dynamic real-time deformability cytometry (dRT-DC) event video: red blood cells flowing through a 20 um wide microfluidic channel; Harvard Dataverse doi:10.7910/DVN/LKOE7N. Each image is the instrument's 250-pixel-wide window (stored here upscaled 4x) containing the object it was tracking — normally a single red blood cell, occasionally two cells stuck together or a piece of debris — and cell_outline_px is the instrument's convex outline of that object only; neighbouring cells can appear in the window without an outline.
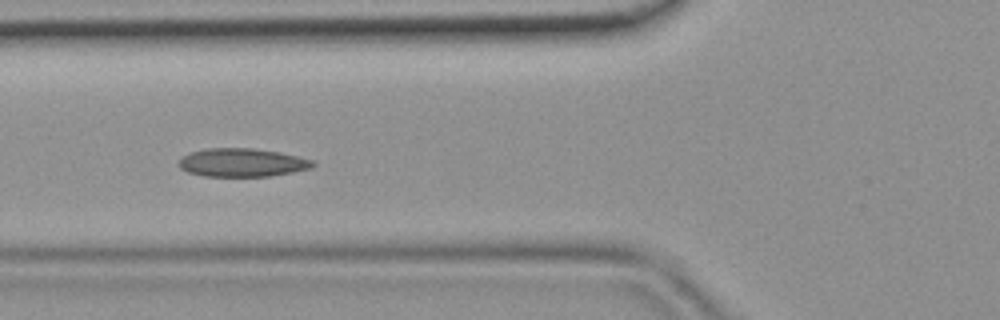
{"species": "common noctule bat (a hibernating species)", "species_latin": "Nyctalus noctula", "temperature_condition": "room temperature", "stored_images_in_passage": 44, "camera_frame_rate_fps": 3000, "um_per_image_px": 0.085, "animal": {"sex": "female", "body_mass_g": 19.9}, "frame": {"image": 1, "passage_image": 16, "time_ms": 5.0, "image_size_px": [1000, 320], "cell_outline_px": [[316, 164], [312, 168], [272, 176], [204, 176], [188, 172], [180, 168], [176, 164], [184, 156], [192, 152], [208, 148], [252, 148], [280, 152], [316, 160]], "centroid_in_image_um": [20.63, 13.82], "position_along_channel_um": 105.2, "area_um2": 22.25}}
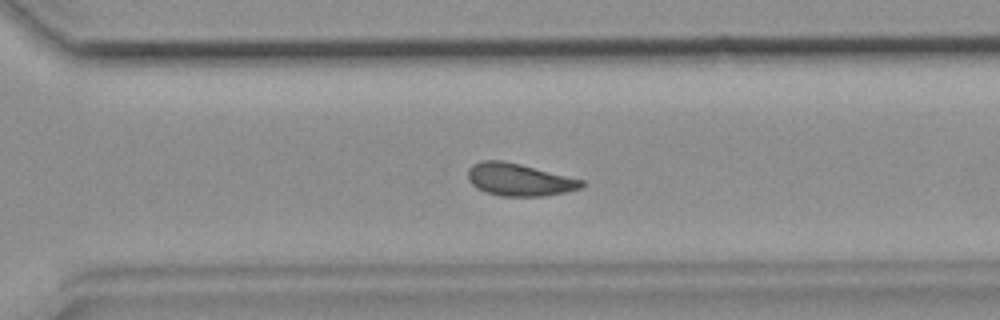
{"frame": {"image": 2, "passage_image": 31, "time_ms": 10.0, "image_size_px": [1000, 320], "cell_outline_px": [[584, 184], [580, 188], [564, 192], [544, 196], [500, 196], [484, 192], [476, 188], [468, 180], [468, 168], [472, 164], [480, 160], [500, 160], [520, 164], [584, 180]], "centroid_in_image_um": [44.08, 15.27], "position_along_channel_um": 326.5, "area_um2": 21.5}}
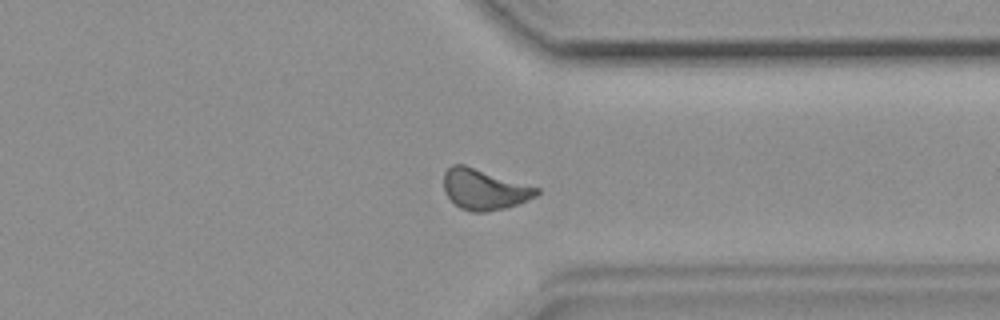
{"frame": {"image": 3, "passage_image": 34, "time_ms": 11.0, "image_size_px": [1000, 320], "cell_outline_px": [[540, 192], [536, 196], [516, 204], [504, 208], [488, 212], [472, 212], [460, 208], [444, 192], [444, 172], [452, 164], [464, 164], [540, 188]], "centroid_in_image_um": [41.15, 16.09], "position_along_channel_um": 370.2, "area_um2": 21.91}}